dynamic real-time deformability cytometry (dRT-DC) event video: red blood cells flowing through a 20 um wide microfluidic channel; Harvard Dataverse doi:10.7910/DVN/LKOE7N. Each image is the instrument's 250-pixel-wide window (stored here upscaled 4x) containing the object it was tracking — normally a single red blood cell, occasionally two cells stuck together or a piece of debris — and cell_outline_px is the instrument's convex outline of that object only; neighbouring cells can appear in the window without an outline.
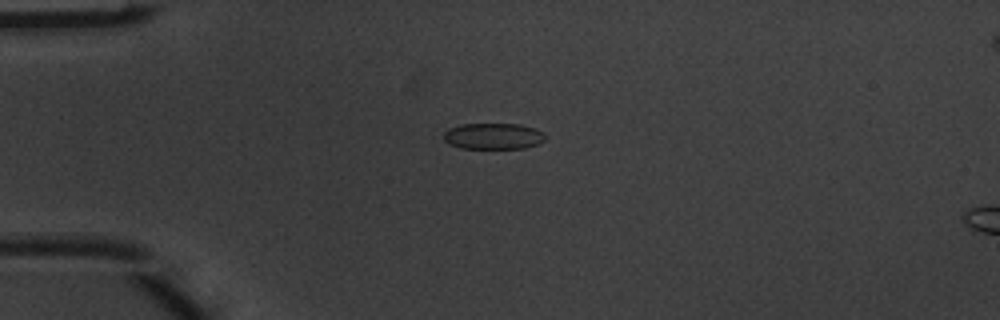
{"species": "common noctule bat (a hibernating species)", "species_latin": "Nyctalus noctula", "temperature_condition": "warm", "stored_images_in_passage": 5, "camera_frame_rate_fps": 3000, "um_per_image_px": 0.085, "animal": {"sex": "male", "body_mass_g": 20.1, "forearm_length_mm": 53.5}, "frame": {"image": 1, "passage_image": 4, "time_ms": 1.0, "image_size_px": [1000, 320], "cell_outline_px": [[544, 140], [540, 144], [524, 148], [460, 148], [448, 144], [444, 140], [444, 132], [448, 128], [460, 124], [520, 124], [536, 128], [544, 132]], "centroid_in_image_um": [41.93, 11.57], "position_along_channel_um": 43.1, "area_um2": 15.66}}